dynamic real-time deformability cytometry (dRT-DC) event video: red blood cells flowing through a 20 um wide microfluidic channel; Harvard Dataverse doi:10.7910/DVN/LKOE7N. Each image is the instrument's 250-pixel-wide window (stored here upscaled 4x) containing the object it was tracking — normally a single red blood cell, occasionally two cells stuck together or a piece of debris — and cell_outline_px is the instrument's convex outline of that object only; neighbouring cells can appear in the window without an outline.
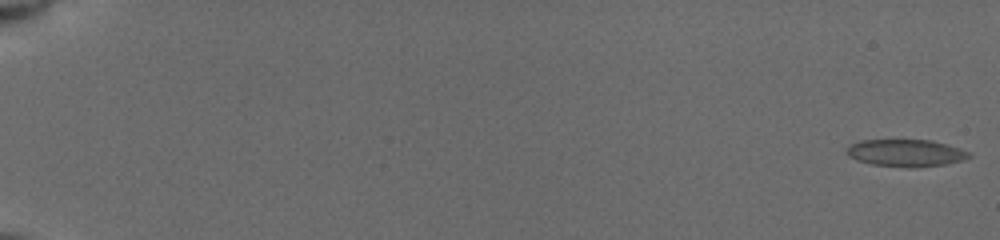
{"species": "common noctule bat (a hibernating species)", "species_latin": "Nyctalus noctula", "temperature_condition": "cold", "stored_images_in_passage": 61, "camera_frame_rate_fps": 3000, "um_per_image_px": 0.085, "animal": {"sex": "female", "body_mass_g": 19.5, "forearm_length_mm": 54.1}, "frame": {"image": 1, "passage_image": 1, "time_ms": 0.0, "image_size_px": [1000, 240], "cell_outline_px": [[972, 156], [964, 160], [948, 164], [872, 164], [856, 160], [848, 156], [844, 152], [848, 144], [860, 140], [932, 140], [960, 148], [972, 152]], "centroid_in_image_um": [76.97, 12.94], "position_along_channel_um": 8.0, "area_um2": 18.67}}
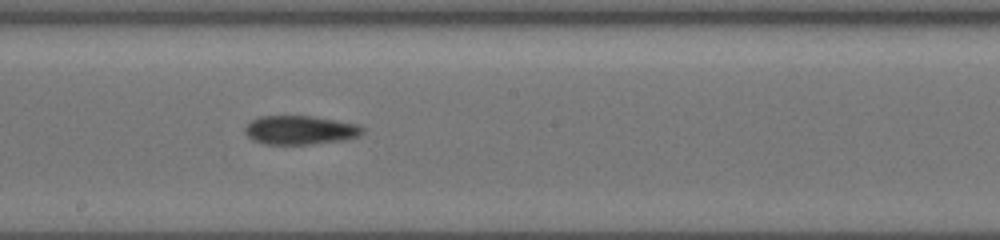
{"frame": {"image": 2, "passage_image": 36, "time_ms": 10.667, "image_size_px": [1000, 240], "cell_outline_px": [[364, 132], [360, 136], [344, 140], [312, 144], [264, 144], [252, 140], [244, 132], [244, 128], [252, 120], [260, 116], [312, 116], [360, 124], [364, 128]], "centroid_in_image_um": [25.54, 11.06], "position_along_channel_um": 222.7, "area_um2": 19.94}}
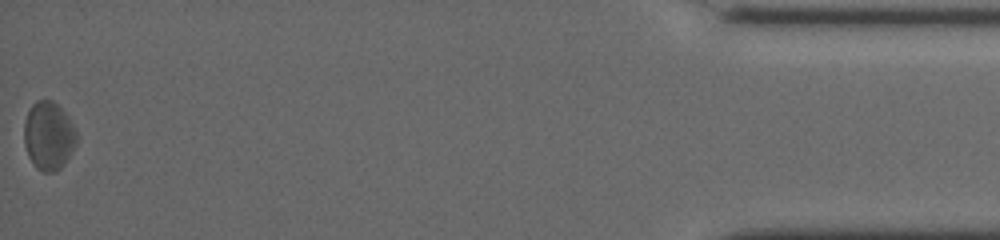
{"frame": {"image": 3, "passage_image": 60, "time_ms": 18.0, "image_size_px": [1000, 240], "cell_outline_px": [[76, 144], [72, 152], [64, 164], [56, 172], [44, 172], [36, 168], [32, 164], [28, 156], [24, 144], [24, 120], [28, 108], [36, 100], [52, 100], [68, 116], [76, 132]], "centroid_in_image_um": [4.1, 11.55], "position_along_channel_um": 431.1, "area_um2": 21.1}, "authors_computed_cell_mechanics": {"area_um2": 19.8254, "velocity_mm_per_s": 3.8978, "shape_relaxation_time_tau1_ms": 4.0023, "shape_relaxation_time_tau2_ms": null, "deformation_change_tau1": 0.0512, "deformation_change_tau2": null}}